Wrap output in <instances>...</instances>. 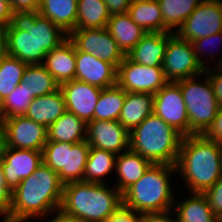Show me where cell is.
Returning a JSON list of instances; mask_svg holds the SVG:
<instances>
[{
  "label": "cell",
  "mask_w": 222,
  "mask_h": 222,
  "mask_svg": "<svg viewBox=\"0 0 222 222\" xmlns=\"http://www.w3.org/2000/svg\"><path fill=\"white\" fill-rule=\"evenodd\" d=\"M63 187L59 175L42 163L11 194L10 222L44 221L60 209Z\"/></svg>",
  "instance_id": "obj_1"
},
{
  "label": "cell",
  "mask_w": 222,
  "mask_h": 222,
  "mask_svg": "<svg viewBox=\"0 0 222 222\" xmlns=\"http://www.w3.org/2000/svg\"><path fill=\"white\" fill-rule=\"evenodd\" d=\"M175 166L189 194L204 193L222 177L221 144L202 135L184 136Z\"/></svg>",
  "instance_id": "obj_2"
},
{
  "label": "cell",
  "mask_w": 222,
  "mask_h": 222,
  "mask_svg": "<svg viewBox=\"0 0 222 222\" xmlns=\"http://www.w3.org/2000/svg\"><path fill=\"white\" fill-rule=\"evenodd\" d=\"M122 205V193L114 186L85 181L63 187L60 209L88 222H105Z\"/></svg>",
  "instance_id": "obj_3"
},
{
  "label": "cell",
  "mask_w": 222,
  "mask_h": 222,
  "mask_svg": "<svg viewBox=\"0 0 222 222\" xmlns=\"http://www.w3.org/2000/svg\"><path fill=\"white\" fill-rule=\"evenodd\" d=\"M176 166L152 164L144 175L122 193V204L140 213L165 212L173 209L175 195L171 175Z\"/></svg>",
  "instance_id": "obj_4"
},
{
  "label": "cell",
  "mask_w": 222,
  "mask_h": 222,
  "mask_svg": "<svg viewBox=\"0 0 222 222\" xmlns=\"http://www.w3.org/2000/svg\"><path fill=\"white\" fill-rule=\"evenodd\" d=\"M183 137L153 112L130 132L129 149L152 164L176 165Z\"/></svg>",
  "instance_id": "obj_5"
},
{
  "label": "cell",
  "mask_w": 222,
  "mask_h": 222,
  "mask_svg": "<svg viewBox=\"0 0 222 222\" xmlns=\"http://www.w3.org/2000/svg\"><path fill=\"white\" fill-rule=\"evenodd\" d=\"M203 76L204 78L197 80ZM175 82L181 89L189 118V135H201L219 109L209 77L204 72ZM204 81V82H203Z\"/></svg>",
  "instance_id": "obj_6"
},
{
  "label": "cell",
  "mask_w": 222,
  "mask_h": 222,
  "mask_svg": "<svg viewBox=\"0 0 222 222\" xmlns=\"http://www.w3.org/2000/svg\"><path fill=\"white\" fill-rule=\"evenodd\" d=\"M89 151L87 140L75 144L47 140L42 150V160L59 175L65 185L84 181Z\"/></svg>",
  "instance_id": "obj_7"
},
{
  "label": "cell",
  "mask_w": 222,
  "mask_h": 222,
  "mask_svg": "<svg viewBox=\"0 0 222 222\" xmlns=\"http://www.w3.org/2000/svg\"><path fill=\"white\" fill-rule=\"evenodd\" d=\"M162 69L168 82L202 75L205 71L195 56L192 43L181 40L172 32H168V44Z\"/></svg>",
  "instance_id": "obj_8"
},
{
  "label": "cell",
  "mask_w": 222,
  "mask_h": 222,
  "mask_svg": "<svg viewBox=\"0 0 222 222\" xmlns=\"http://www.w3.org/2000/svg\"><path fill=\"white\" fill-rule=\"evenodd\" d=\"M167 83L162 67L137 64L127 56L117 68V84L126 92L155 94Z\"/></svg>",
  "instance_id": "obj_9"
},
{
  "label": "cell",
  "mask_w": 222,
  "mask_h": 222,
  "mask_svg": "<svg viewBox=\"0 0 222 222\" xmlns=\"http://www.w3.org/2000/svg\"><path fill=\"white\" fill-rule=\"evenodd\" d=\"M222 32V0H203L175 34L185 41Z\"/></svg>",
  "instance_id": "obj_10"
},
{
  "label": "cell",
  "mask_w": 222,
  "mask_h": 222,
  "mask_svg": "<svg viewBox=\"0 0 222 222\" xmlns=\"http://www.w3.org/2000/svg\"><path fill=\"white\" fill-rule=\"evenodd\" d=\"M68 38L79 51L111 63L116 69L125 58L107 28L75 29Z\"/></svg>",
  "instance_id": "obj_11"
},
{
  "label": "cell",
  "mask_w": 222,
  "mask_h": 222,
  "mask_svg": "<svg viewBox=\"0 0 222 222\" xmlns=\"http://www.w3.org/2000/svg\"><path fill=\"white\" fill-rule=\"evenodd\" d=\"M2 125L6 147L42 151L48 140L47 128L25 115L3 119Z\"/></svg>",
  "instance_id": "obj_12"
},
{
  "label": "cell",
  "mask_w": 222,
  "mask_h": 222,
  "mask_svg": "<svg viewBox=\"0 0 222 222\" xmlns=\"http://www.w3.org/2000/svg\"><path fill=\"white\" fill-rule=\"evenodd\" d=\"M42 151L17 149L2 145L0 166L4 174L6 188L13 193L19 183L32 174L41 164Z\"/></svg>",
  "instance_id": "obj_13"
},
{
  "label": "cell",
  "mask_w": 222,
  "mask_h": 222,
  "mask_svg": "<svg viewBox=\"0 0 222 222\" xmlns=\"http://www.w3.org/2000/svg\"><path fill=\"white\" fill-rule=\"evenodd\" d=\"M164 122L183 136H189V118L180 87L168 82L154 94V110Z\"/></svg>",
  "instance_id": "obj_14"
},
{
  "label": "cell",
  "mask_w": 222,
  "mask_h": 222,
  "mask_svg": "<svg viewBox=\"0 0 222 222\" xmlns=\"http://www.w3.org/2000/svg\"><path fill=\"white\" fill-rule=\"evenodd\" d=\"M10 24L16 30L31 32L47 53L68 38L67 33L38 11L13 12Z\"/></svg>",
  "instance_id": "obj_15"
},
{
  "label": "cell",
  "mask_w": 222,
  "mask_h": 222,
  "mask_svg": "<svg viewBox=\"0 0 222 222\" xmlns=\"http://www.w3.org/2000/svg\"><path fill=\"white\" fill-rule=\"evenodd\" d=\"M129 131L118 120H92L87 124V142L116 155L129 150Z\"/></svg>",
  "instance_id": "obj_16"
},
{
  "label": "cell",
  "mask_w": 222,
  "mask_h": 222,
  "mask_svg": "<svg viewBox=\"0 0 222 222\" xmlns=\"http://www.w3.org/2000/svg\"><path fill=\"white\" fill-rule=\"evenodd\" d=\"M66 110L76 115L86 124L94 120V110L102 88L79 80H72L59 85Z\"/></svg>",
  "instance_id": "obj_17"
},
{
  "label": "cell",
  "mask_w": 222,
  "mask_h": 222,
  "mask_svg": "<svg viewBox=\"0 0 222 222\" xmlns=\"http://www.w3.org/2000/svg\"><path fill=\"white\" fill-rule=\"evenodd\" d=\"M75 79L99 88H108L117 84V69L108 62L79 51L75 47Z\"/></svg>",
  "instance_id": "obj_18"
},
{
  "label": "cell",
  "mask_w": 222,
  "mask_h": 222,
  "mask_svg": "<svg viewBox=\"0 0 222 222\" xmlns=\"http://www.w3.org/2000/svg\"><path fill=\"white\" fill-rule=\"evenodd\" d=\"M42 65L59 85L74 80L76 73L74 43L67 38L58 47L46 54Z\"/></svg>",
  "instance_id": "obj_19"
},
{
  "label": "cell",
  "mask_w": 222,
  "mask_h": 222,
  "mask_svg": "<svg viewBox=\"0 0 222 222\" xmlns=\"http://www.w3.org/2000/svg\"><path fill=\"white\" fill-rule=\"evenodd\" d=\"M167 44L168 32H147L126 56L137 64L162 67Z\"/></svg>",
  "instance_id": "obj_20"
},
{
  "label": "cell",
  "mask_w": 222,
  "mask_h": 222,
  "mask_svg": "<svg viewBox=\"0 0 222 222\" xmlns=\"http://www.w3.org/2000/svg\"><path fill=\"white\" fill-rule=\"evenodd\" d=\"M8 55L28 65L42 64L47 52L40 48L31 32L16 30L11 24L6 28Z\"/></svg>",
  "instance_id": "obj_21"
},
{
  "label": "cell",
  "mask_w": 222,
  "mask_h": 222,
  "mask_svg": "<svg viewBox=\"0 0 222 222\" xmlns=\"http://www.w3.org/2000/svg\"><path fill=\"white\" fill-rule=\"evenodd\" d=\"M66 111V104L60 89L53 93L33 98L25 116L48 128Z\"/></svg>",
  "instance_id": "obj_22"
},
{
  "label": "cell",
  "mask_w": 222,
  "mask_h": 222,
  "mask_svg": "<svg viewBox=\"0 0 222 222\" xmlns=\"http://www.w3.org/2000/svg\"><path fill=\"white\" fill-rule=\"evenodd\" d=\"M151 165L150 161L130 149L122 152L116 157L115 173L118 181L116 179L114 186L123 193L137 182Z\"/></svg>",
  "instance_id": "obj_23"
},
{
  "label": "cell",
  "mask_w": 222,
  "mask_h": 222,
  "mask_svg": "<svg viewBox=\"0 0 222 222\" xmlns=\"http://www.w3.org/2000/svg\"><path fill=\"white\" fill-rule=\"evenodd\" d=\"M106 28L125 56L147 33L128 13L111 15Z\"/></svg>",
  "instance_id": "obj_24"
},
{
  "label": "cell",
  "mask_w": 222,
  "mask_h": 222,
  "mask_svg": "<svg viewBox=\"0 0 222 222\" xmlns=\"http://www.w3.org/2000/svg\"><path fill=\"white\" fill-rule=\"evenodd\" d=\"M154 110V94L126 92L118 121L129 131L134 130Z\"/></svg>",
  "instance_id": "obj_25"
},
{
  "label": "cell",
  "mask_w": 222,
  "mask_h": 222,
  "mask_svg": "<svg viewBox=\"0 0 222 222\" xmlns=\"http://www.w3.org/2000/svg\"><path fill=\"white\" fill-rule=\"evenodd\" d=\"M176 199L173 209L177 222H222L210 209L203 193H191L189 198L181 201Z\"/></svg>",
  "instance_id": "obj_26"
},
{
  "label": "cell",
  "mask_w": 222,
  "mask_h": 222,
  "mask_svg": "<svg viewBox=\"0 0 222 222\" xmlns=\"http://www.w3.org/2000/svg\"><path fill=\"white\" fill-rule=\"evenodd\" d=\"M78 0H40L38 13L68 35L75 30Z\"/></svg>",
  "instance_id": "obj_27"
},
{
  "label": "cell",
  "mask_w": 222,
  "mask_h": 222,
  "mask_svg": "<svg viewBox=\"0 0 222 222\" xmlns=\"http://www.w3.org/2000/svg\"><path fill=\"white\" fill-rule=\"evenodd\" d=\"M47 130L48 141L75 144L87 138V124L67 110Z\"/></svg>",
  "instance_id": "obj_28"
},
{
  "label": "cell",
  "mask_w": 222,
  "mask_h": 222,
  "mask_svg": "<svg viewBox=\"0 0 222 222\" xmlns=\"http://www.w3.org/2000/svg\"><path fill=\"white\" fill-rule=\"evenodd\" d=\"M127 13L146 32H163V16L157 0L131 1Z\"/></svg>",
  "instance_id": "obj_29"
},
{
  "label": "cell",
  "mask_w": 222,
  "mask_h": 222,
  "mask_svg": "<svg viewBox=\"0 0 222 222\" xmlns=\"http://www.w3.org/2000/svg\"><path fill=\"white\" fill-rule=\"evenodd\" d=\"M117 155L110 151H105L96 147H90L86 167L84 171V181L107 184L106 175L115 172Z\"/></svg>",
  "instance_id": "obj_30"
},
{
  "label": "cell",
  "mask_w": 222,
  "mask_h": 222,
  "mask_svg": "<svg viewBox=\"0 0 222 222\" xmlns=\"http://www.w3.org/2000/svg\"><path fill=\"white\" fill-rule=\"evenodd\" d=\"M157 1L163 16V32L175 33L203 0Z\"/></svg>",
  "instance_id": "obj_31"
},
{
  "label": "cell",
  "mask_w": 222,
  "mask_h": 222,
  "mask_svg": "<svg viewBox=\"0 0 222 222\" xmlns=\"http://www.w3.org/2000/svg\"><path fill=\"white\" fill-rule=\"evenodd\" d=\"M110 16L103 0H78L75 29L106 28Z\"/></svg>",
  "instance_id": "obj_32"
},
{
  "label": "cell",
  "mask_w": 222,
  "mask_h": 222,
  "mask_svg": "<svg viewBox=\"0 0 222 222\" xmlns=\"http://www.w3.org/2000/svg\"><path fill=\"white\" fill-rule=\"evenodd\" d=\"M21 82H24V86L33 98L59 89V84L42 64L27 65Z\"/></svg>",
  "instance_id": "obj_33"
},
{
  "label": "cell",
  "mask_w": 222,
  "mask_h": 222,
  "mask_svg": "<svg viewBox=\"0 0 222 222\" xmlns=\"http://www.w3.org/2000/svg\"><path fill=\"white\" fill-rule=\"evenodd\" d=\"M125 97L126 91L118 84L102 89L94 110V120H118Z\"/></svg>",
  "instance_id": "obj_34"
},
{
  "label": "cell",
  "mask_w": 222,
  "mask_h": 222,
  "mask_svg": "<svg viewBox=\"0 0 222 222\" xmlns=\"http://www.w3.org/2000/svg\"><path fill=\"white\" fill-rule=\"evenodd\" d=\"M28 64L7 55L0 63V103L20 84Z\"/></svg>",
  "instance_id": "obj_35"
},
{
  "label": "cell",
  "mask_w": 222,
  "mask_h": 222,
  "mask_svg": "<svg viewBox=\"0 0 222 222\" xmlns=\"http://www.w3.org/2000/svg\"><path fill=\"white\" fill-rule=\"evenodd\" d=\"M32 100L33 97L30 96L24 82H20L0 103V120L25 115Z\"/></svg>",
  "instance_id": "obj_36"
},
{
  "label": "cell",
  "mask_w": 222,
  "mask_h": 222,
  "mask_svg": "<svg viewBox=\"0 0 222 222\" xmlns=\"http://www.w3.org/2000/svg\"><path fill=\"white\" fill-rule=\"evenodd\" d=\"M213 42H215L217 44H218V42H220L221 43V48H222V32L214 34V35H211V36H208V37H202V38H199V39H195V40H193L191 42L192 46H193V50H194L195 56L198 59L199 63L204 67V69L209 68V66H210L209 65L210 63H208V60H210L212 62V61H214L213 58H216L218 56L217 54L214 53V51H213L214 49L211 48L215 44ZM209 45H211V46H209ZM215 45H214V47H215ZM208 46L210 47V50L212 49L211 51L209 50ZM216 46H220V45H216ZM205 47H206V49H205ZM207 47H208V51L209 52L206 51ZM220 50H221L220 53L222 54V49H220ZM204 53L206 55H207V53L211 55V57L208 56V60L207 61H205ZM221 54L218 56L219 59H218V57L216 58L218 60L217 61L218 63H215L217 66H221L222 65V55ZM201 56L204 58V60L202 59ZM205 62H207L208 64H206Z\"/></svg>",
  "instance_id": "obj_37"
},
{
  "label": "cell",
  "mask_w": 222,
  "mask_h": 222,
  "mask_svg": "<svg viewBox=\"0 0 222 222\" xmlns=\"http://www.w3.org/2000/svg\"><path fill=\"white\" fill-rule=\"evenodd\" d=\"M210 209L222 221V177L203 193Z\"/></svg>",
  "instance_id": "obj_38"
},
{
  "label": "cell",
  "mask_w": 222,
  "mask_h": 222,
  "mask_svg": "<svg viewBox=\"0 0 222 222\" xmlns=\"http://www.w3.org/2000/svg\"><path fill=\"white\" fill-rule=\"evenodd\" d=\"M11 194L6 188L4 174L0 166V220L2 217V222H10Z\"/></svg>",
  "instance_id": "obj_39"
},
{
  "label": "cell",
  "mask_w": 222,
  "mask_h": 222,
  "mask_svg": "<svg viewBox=\"0 0 222 222\" xmlns=\"http://www.w3.org/2000/svg\"><path fill=\"white\" fill-rule=\"evenodd\" d=\"M105 222H142V214L120 205Z\"/></svg>",
  "instance_id": "obj_40"
},
{
  "label": "cell",
  "mask_w": 222,
  "mask_h": 222,
  "mask_svg": "<svg viewBox=\"0 0 222 222\" xmlns=\"http://www.w3.org/2000/svg\"><path fill=\"white\" fill-rule=\"evenodd\" d=\"M204 138L222 144V107L207 129L201 134Z\"/></svg>",
  "instance_id": "obj_41"
},
{
  "label": "cell",
  "mask_w": 222,
  "mask_h": 222,
  "mask_svg": "<svg viewBox=\"0 0 222 222\" xmlns=\"http://www.w3.org/2000/svg\"><path fill=\"white\" fill-rule=\"evenodd\" d=\"M210 79L219 107H222V66L209 67L204 71Z\"/></svg>",
  "instance_id": "obj_42"
},
{
  "label": "cell",
  "mask_w": 222,
  "mask_h": 222,
  "mask_svg": "<svg viewBox=\"0 0 222 222\" xmlns=\"http://www.w3.org/2000/svg\"><path fill=\"white\" fill-rule=\"evenodd\" d=\"M172 212V213H171ZM174 210L142 214V222H177Z\"/></svg>",
  "instance_id": "obj_43"
},
{
  "label": "cell",
  "mask_w": 222,
  "mask_h": 222,
  "mask_svg": "<svg viewBox=\"0 0 222 222\" xmlns=\"http://www.w3.org/2000/svg\"><path fill=\"white\" fill-rule=\"evenodd\" d=\"M13 12L38 11L40 0H10Z\"/></svg>",
  "instance_id": "obj_44"
},
{
  "label": "cell",
  "mask_w": 222,
  "mask_h": 222,
  "mask_svg": "<svg viewBox=\"0 0 222 222\" xmlns=\"http://www.w3.org/2000/svg\"><path fill=\"white\" fill-rule=\"evenodd\" d=\"M110 15L124 14L128 12L131 0H103Z\"/></svg>",
  "instance_id": "obj_45"
},
{
  "label": "cell",
  "mask_w": 222,
  "mask_h": 222,
  "mask_svg": "<svg viewBox=\"0 0 222 222\" xmlns=\"http://www.w3.org/2000/svg\"><path fill=\"white\" fill-rule=\"evenodd\" d=\"M12 13L10 4L0 0V29H6L10 25Z\"/></svg>",
  "instance_id": "obj_46"
},
{
  "label": "cell",
  "mask_w": 222,
  "mask_h": 222,
  "mask_svg": "<svg viewBox=\"0 0 222 222\" xmlns=\"http://www.w3.org/2000/svg\"><path fill=\"white\" fill-rule=\"evenodd\" d=\"M53 213L55 214L53 217L48 215L50 218H49V221H47V222H88V221L84 220L83 218L68 215V214L64 213L61 209H57Z\"/></svg>",
  "instance_id": "obj_47"
},
{
  "label": "cell",
  "mask_w": 222,
  "mask_h": 222,
  "mask_svg": "<svg viewBox=\"0 0 222 222\" xmlns=\"http://www.w3.org/2000/svg\"><path fill=\"white\" fill-rule=\"evenodd\" d=\"M8 55L6 29H0V63Z\"/></svg>",
  "instance_id": "obj_48"
},
{
  "label": "cell",
  "mask_w": 222,
  "mask_h": 222,
  "mask_svg": "<svg viewBox=\"0 0 222 222\" xmlns=\"http://www.w3.org/2000/svg\"><path fill=\"white\" fill-rule=\"evenodd\" d=\"M3 145V125H2V121L0 120V148Z\"/></svg>",
  "instance_id": "obj_49"
}]
</instances>
